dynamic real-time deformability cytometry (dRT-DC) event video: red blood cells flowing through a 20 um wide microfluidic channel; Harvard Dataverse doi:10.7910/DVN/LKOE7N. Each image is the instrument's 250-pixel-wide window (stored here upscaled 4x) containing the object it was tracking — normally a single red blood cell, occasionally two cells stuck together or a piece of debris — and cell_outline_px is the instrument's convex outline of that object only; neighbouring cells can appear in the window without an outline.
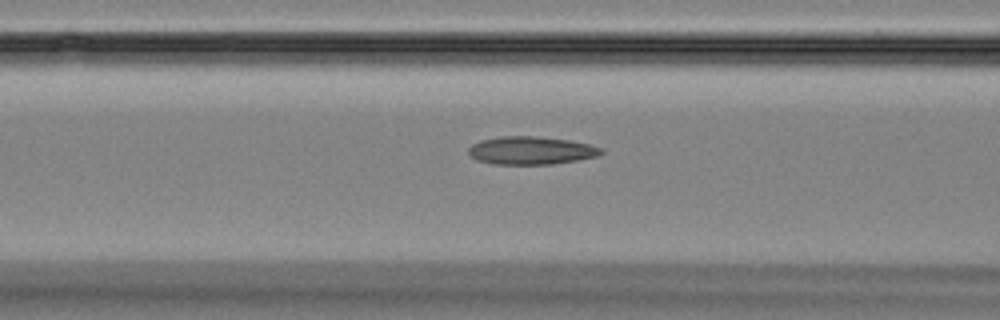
{"species": "Egyptian fruit bat (a non-hibernating species)", "species_latin": "Rousettus aegyptiacus", "temperature_condition": "room temperature", "stored_images_in_passage": 23, "camera_frame_rate_fps": 3000, "um_per_image_px": 0.085, "animal": {"sex": "female"}, "frame": {"image": 1, "passage_image": 17, "time_ms": 5.333, "image_size_px": [1000, 320], "cell_outline_px": [[604, 152], [600, 156], [552, 164], [496, 164], [476, 160], [468, 152], [468, 148], [472, 144], [480, 140], [500, 136], [536, 136], [568, 140], [588, 144], [604, 148]], "centroid_in_image_um": [45.16, 12.79], "position_along_channel_um": 121.4, "area_um2": 21.68}}
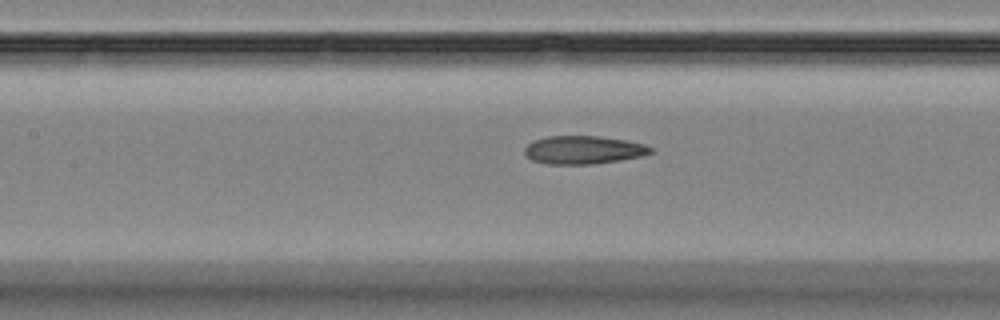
{"frame": {"image": 2, "passage_image": 20, "time_ms": 6.333, "image_size_px": [1000, 320], "cell_outline_px": [[656, 152], [640, 156], [620, 160], [592, 164], [548, 164], [532, 160], [524, 156], [524, 148], [532, 140], [548, 136], [600, 136], [624, 140], [644, 144], [652, 148]], "centroid_in_image_um": [49.56, 12.74], "position_along_channel_um": 157.8, "area_um2": 20.81}}